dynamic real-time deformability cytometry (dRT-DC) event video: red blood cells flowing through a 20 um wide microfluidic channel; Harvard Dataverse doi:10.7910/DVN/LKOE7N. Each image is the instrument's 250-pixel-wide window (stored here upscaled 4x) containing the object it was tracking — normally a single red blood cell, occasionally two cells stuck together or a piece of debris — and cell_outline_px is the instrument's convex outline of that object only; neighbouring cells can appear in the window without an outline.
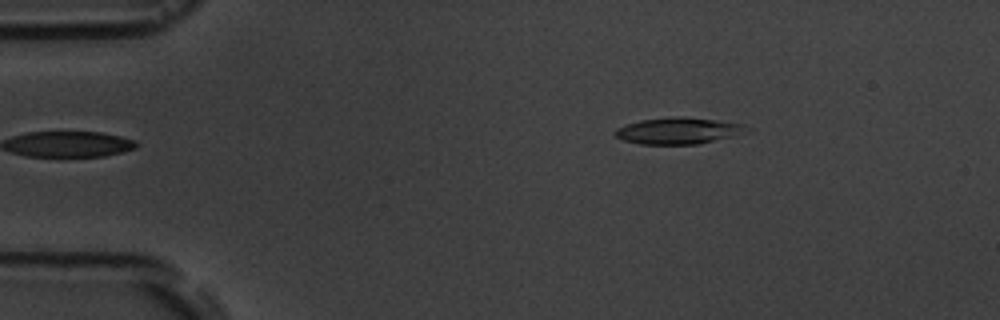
{"species": "common noctule bat (a hibernating species)", "species_latin": "Nyctalus noctula", "temperature_condition": "room temperature", "stored_images_in_passage": 2, "camera_frame_rate_fps": 3000, "um_per_image_px": 0.085, "animal": {"sex": "male", "body_mass_g": 19.5, "forearm_length_mm": 54.6}, "frame": {"image": 1, "passage_image": 2, "time_ms": 1.0, "image_size_px": [1000, 320], "cell_outline_px": [[744, 128], [740, 132], [732, 136], [696, 144], [640, 144], [624, 140], [616, 136], [612, 132], [616, 128], [640, 120], [684, 116], [716, 120], [744, 124]], "centroid_in_image_um": [57.55, 11.11], "position_along_channel_um": 27.4, "area_um2": 19.71}}